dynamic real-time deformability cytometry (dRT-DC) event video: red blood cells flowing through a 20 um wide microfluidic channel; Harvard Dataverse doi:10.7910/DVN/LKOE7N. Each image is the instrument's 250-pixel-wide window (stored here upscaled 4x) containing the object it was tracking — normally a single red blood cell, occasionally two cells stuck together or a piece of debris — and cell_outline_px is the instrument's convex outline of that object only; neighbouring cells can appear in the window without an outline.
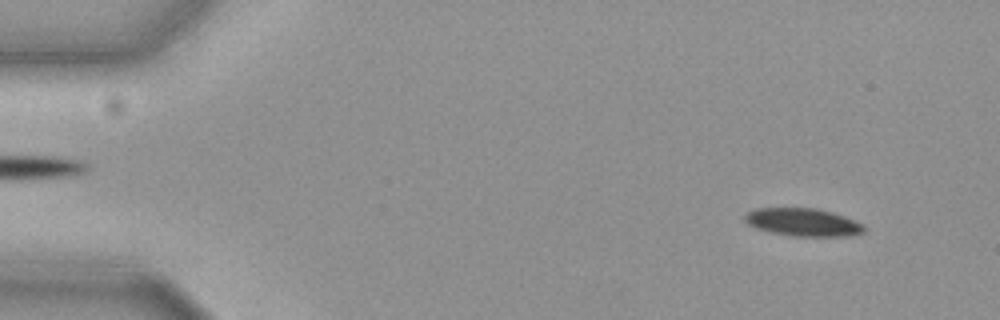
{"species": "common noctule bat (a hibernating species)", "species_latin": "Nyctalus noctula", "temperature_condition": "cold", "stored_images_in_passage": 19, "camera_frame_rate_fps": 3000, "um_per_image_px": 0.085, "animal": {"sex": "female", "body_mass_g": 19.3, "forearm_length_mm": 54.1}, "frame": {"image": 1, "passage_image": 3, "time_ms": 0.667, "image_size_px": [1000, 320], "cell_outline_px": [[868, 228], [864, 232], [852, 236], [792, 236], [772, 232], [756, 228], [748, 224], [744, 220], [744, 216], [748, 212], [756, 208], [816, 208], [832, 212], [844, 216], [864, 224]], "centroid_in_image_um": [68.3, 18.89], "position_along_channel_um": 16.7, "area_um2": 19.48}}
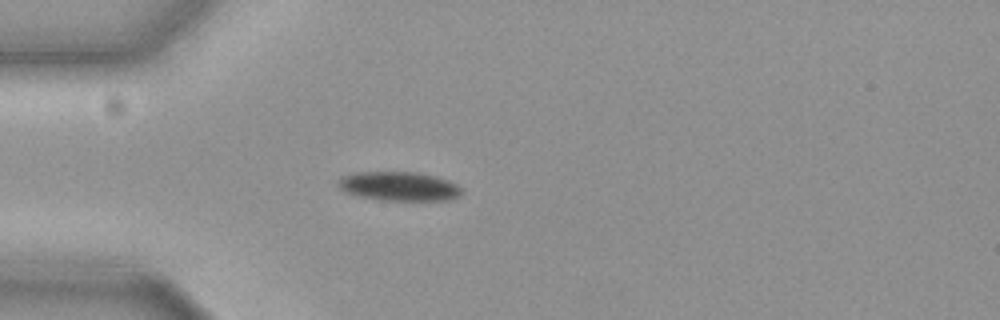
{"frame": {"image": 2, "passage_image": 14, "time_ms": 4.333, "image_size_px": [1000, 320], "cell_outline_px": [[464, 192], [460, 196], [448, 200], [380, 200], [356, 196], [344, 192], [336, 184], [336, 180], [340, 176], [356, 172], [416, 172], [436, 176], [448, 180], [464, 188]], "centroid_in_image_um": [33.9, 15.83], "position_along_channel_um": 51.1, "area_um2": 21.39}}